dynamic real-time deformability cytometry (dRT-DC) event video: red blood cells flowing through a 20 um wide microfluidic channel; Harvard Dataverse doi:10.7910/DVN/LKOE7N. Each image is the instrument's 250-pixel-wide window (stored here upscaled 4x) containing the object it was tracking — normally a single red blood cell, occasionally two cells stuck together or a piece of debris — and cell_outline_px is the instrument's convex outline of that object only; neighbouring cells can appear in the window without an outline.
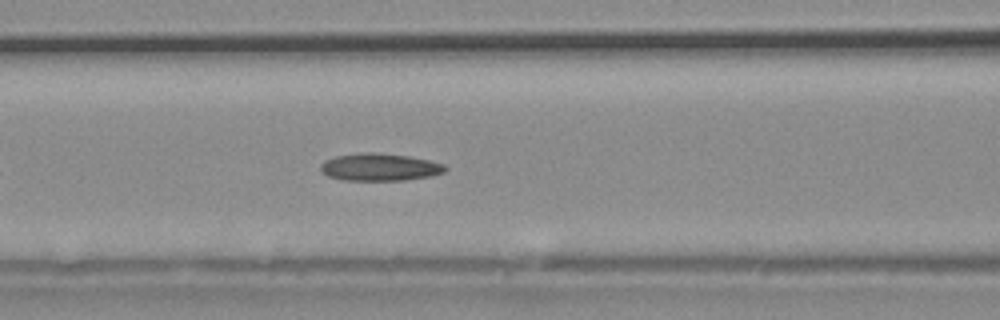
{"species": "common noctule bat (a hibernating species)", "species_latin": "Nyctalus noctula", "temperature_condition": "warm", "stored_images_in_passage": 14, "camera_frame_rate_fps": 3000, "um_per_image_px": 0.085, "animal": {"sex": "male", "body_mass_g": 20.4}, "frame": {"image": 1, "passage_image": 12, "time_ms": 3.667, "image_size_px": [1000, 320], "cell_outline_px": [[448, 168], [444, 172], [432, 176], [404, 180], [340, 180], [328, 176], [320, 172], [320, 164], [324, 160], [336, 156], [364, 152], [380, 152], [408, 156], [428, 160], [444, 164]], "centroid_in_image_um": [32.25, 14.2], "position_along_channel_um": 134.3, "area_um2": 20.11}}